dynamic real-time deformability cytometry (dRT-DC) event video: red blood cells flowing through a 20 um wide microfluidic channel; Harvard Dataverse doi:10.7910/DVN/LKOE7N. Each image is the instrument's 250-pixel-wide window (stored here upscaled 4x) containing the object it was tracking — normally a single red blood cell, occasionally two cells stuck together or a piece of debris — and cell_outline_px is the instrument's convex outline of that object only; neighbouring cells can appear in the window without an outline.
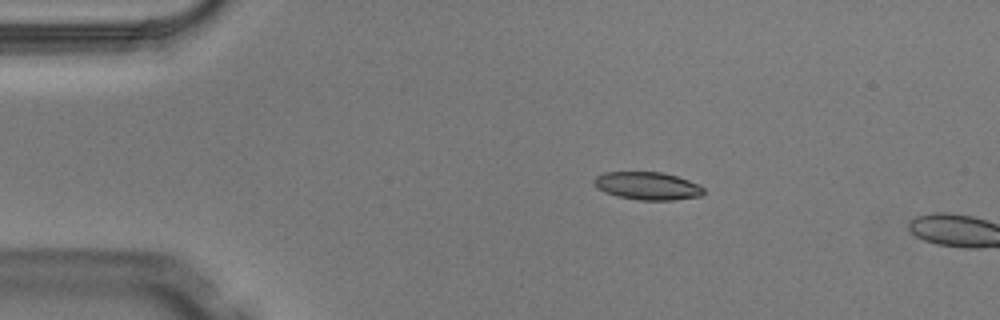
{"species": "Egyptian fruit bat (a non-hibernating species)", "species_latin": "Rousettus aegyptiacus", "temperature_condition": "warm", "stored_images_in_passage": 2, "camera_frame_rate_fps": 3000, "um_per_image_px": 0.085, "animal": {"sex": "male"}, "frame": {"image": 1, "passage_image": 1, "time_ms": 0.0, "image_size_px": [1000, 320], "cell_outline_px": [[704, 192], [700, 196], [672, 200], [636, 200], [616, 196], [604, 192], [592, 180], [596, 176], [604, 172], [660, 172], [676, 176], [700, 184], [704, 188]], "centroid_in_image_um": [55.04, 15.8], "position_along_channel_um": 30.0, "area_um2": 17.74}}